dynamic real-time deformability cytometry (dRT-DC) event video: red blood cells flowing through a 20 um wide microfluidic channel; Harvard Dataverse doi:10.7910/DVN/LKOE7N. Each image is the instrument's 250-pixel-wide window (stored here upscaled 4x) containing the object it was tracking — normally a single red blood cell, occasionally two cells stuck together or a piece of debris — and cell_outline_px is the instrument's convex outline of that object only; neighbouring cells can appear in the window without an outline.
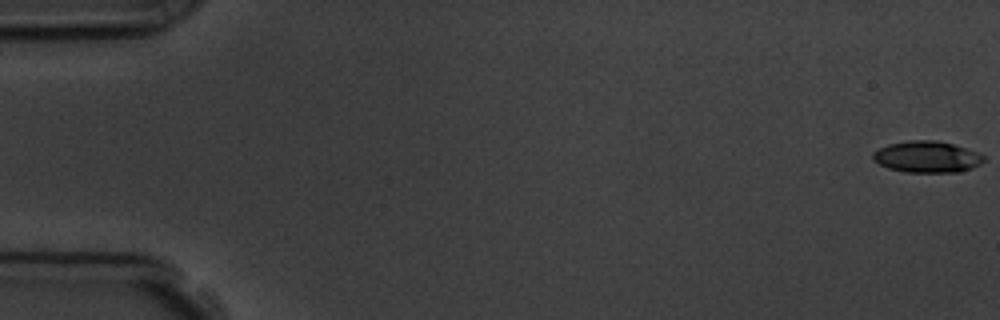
{"species": "common noctule bat (a hibernating species)", "species_latin": "Nyctalus noctula", "temperature_condition": "room temperature", "stored_images_in_passage": 4, "camera_frame_rate_fps": 3000, "um_per_image_px": 0.085, "animal": {"sex": "male", "body_mass_g": 19.5, "forearm_length_mm": 54.6}, "frame": {"image": 1, "passage_image": 1, "time_ms": 0.0, "image_size_px": [1000, 320], "cell_outline_px": [[984, 160], [980, 164], [972, 168], [960, 172], [908, 172], [888, 168], [872, 160], [872, 152], [888, 144], [908, 140], [936, 140], [952, 144], [976, 152], [984, 156]], "centroid_in_image_um": [78.76, 13.33], "position_along_channel_um": 6.2, "area_um2": 20.23}}
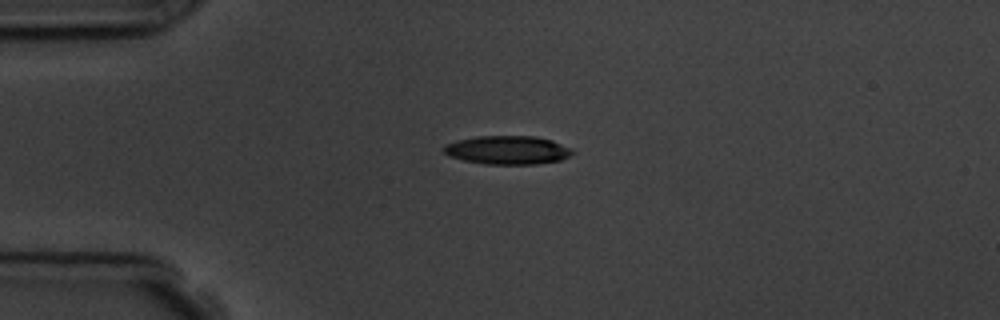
{"frame": {"image": 2, "passage_image": 4, "time_ms": 4.333, "image_size_px": [1000, 320], "cell_outline_px": [[572, 152], [568, 156], [560, 160], [536, 164], [484, 164], [464, 160], [448, 156], [440, 148], [444, 144], [456, 140], [476, 136], [536, 136], [552, 140], [572, 148]], "centroid_in_image_um": [43.08, 12.74], "position_along_channel_um": 41.9, "area_um2": 21.56}}